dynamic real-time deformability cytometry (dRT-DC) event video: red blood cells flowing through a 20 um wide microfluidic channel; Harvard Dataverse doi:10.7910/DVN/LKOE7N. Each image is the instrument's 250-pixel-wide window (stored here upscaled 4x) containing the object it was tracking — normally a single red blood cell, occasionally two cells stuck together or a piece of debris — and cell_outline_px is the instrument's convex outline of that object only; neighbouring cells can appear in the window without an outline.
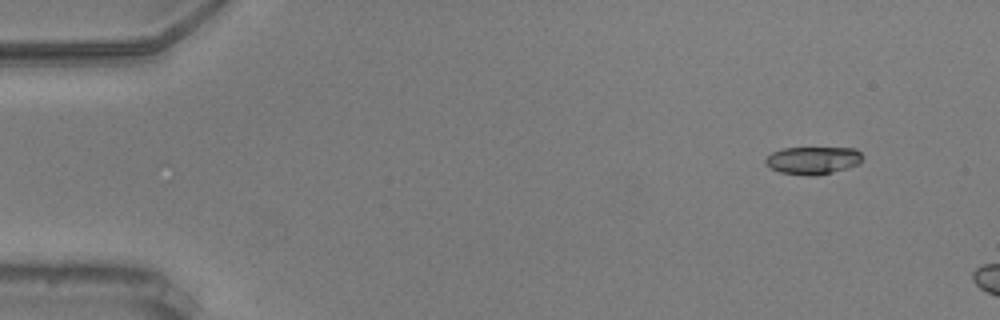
{"species": "common noctule bat (a hibernating species)", "species_latin": "Nyctalus noctula", "temperature_condition": "warm", "stored_images_in_passage": 14, "camera_frame_rate_fps": 3000, "um_per_image_px": 0.085, "animal": {"sex": "male", "body_mass_g": 20.5, "forearm_length_mm": 52.5}, "frame": {"image": 1, "passage_image": 1, "time_ms": 0.0, "image_size_px": [1000, 320], "cell_outline_px": [[864, 156], [860, 164], [848, 168], [832, 172], [812, 176], [780, 172], [764, 164], [764, 160], [772, 152], [784, 148], [856, 148]], "centroid_in_image_um": [69.13, 13.62], "position_along_channel_um": 15.9, "area_um2": 15.66}}
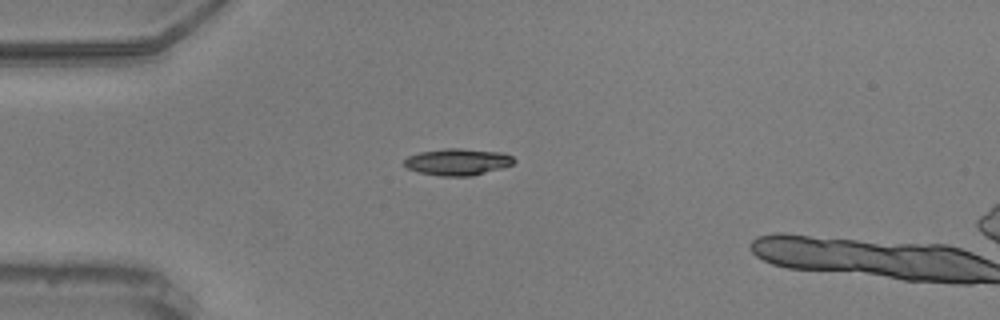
{"frame": {"image": 2, "passage_image": 11, "time_ms": 3.333, "image_size_px": [1000, 320], "cell_outline_px": [[516, 160], [512, 164], [504, 168], [472, 176], [440, 176], [420, 172], [408, 168], [404, 164], [404, 160], [408, 156], [420, 152], [444, 148], [460, 148], [500, 152], [512, 156]], "centroid_in_image_um": [38.92, 13.76], "position_along_channel_um": 46.1, "area_um2": 17.11}}